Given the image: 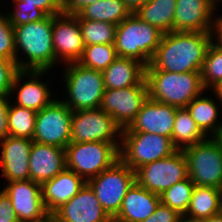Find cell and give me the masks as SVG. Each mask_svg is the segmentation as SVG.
I'll use <instances>...</instances> for the list:
<instances>
[{"label": "cell", "mask_w": 222, "mask_h": 222, "mask_svg": "<svg viewBox=\"0 0 222 222\" xmlns=\"http://www.w3.org/2000/svg\"><path fill=\"white\" fill-rule=\"evenodd\" d=\"M211 32L164 33L150 64L173 73L201 72Z\"/></svg>", "instance_id": "1"}, {"label": "cell", "mask_w": 222, "mask_h": 222, "mask_svg": "<svg viewBox=\"0 0 222 222\" xmlns=\"http://www.w3.org/2000/svg\"><path fill=\"white\" fill-rule=\"evenodd\" d=\"M53 20L54 15H47L42 20L14 27L16 64L19 70L49 71L55 67ZM19 51H23L27 60L21 61L18 58Z\"/></svg>", "instance_id": "2"}, {"label": "cell", "mask_w": 222, "mask_h": 222, "mask_svg": "<svg viewBox=\"0 0 222 222\" xmlns=\"http://www.w3.org/2000/svg\"><path fill=\"white\" fill-rule=\"evenodd\" d=\"M149 98L177 108H186L206 90L201 72L173 73L146 66Z\"/></svg>", "instance_id": "3"}, {"label": "cell", "mask_w": 222, "mask_h": 222, "mask_svg": "<svg viewBox=\"0 0 222 222\" xmlns=\"http://www.w3.org/2000/svg\"><path fill=\"white\" fill-rule=\"evenodd\" d=\"M163 34L157 27L140 20L135 13H131L116 26L114 45L117 55L139 60L148 66Z\"/></svg>", "instance_id": "4"}, {"label": "cell", "mask_w": 222, "mask_h": 222, "mask_svg": "<svg viewBox=\"0 0 222 222\" xmlns=\"http://www.w3.org/2000/svg\"><path fill=\"white\" fill-rule=\"evenodd\" d=\"M120 145L103 141L69 143L65 148L66 168L87 182L120 159Z\"/></svg>", "instance_id": "5"}, {"label": "cell", "mask_w": 222, "mask_h": 222, "mask_svg": "<svg viewBox=\"0 0 222 222\" xmlns=\"http://www.w3.org/2000/svg\"><path fill=\"white\" fill-rule=\"evenodd\" d=\"M64 82L67 90L63 102L73 111L100 108L105 91L102 71L78 62L66 64Z\"/></svg>", "instance_id": "6"}, {"label": "cell", "mask_w": 222, "mask_h": 222, "mask_svg": "<svg viewBox=\"0 0 222 222\" xmlns=\"http://www.w3.org/2000/svg\"><path fill=\"white\" fill-rule=\"evenodd\" d=\"M135 182V171L119 159L111 167L87 181V184L103 210L113 219L121 208L126 192Z\"/></svg>", "instance_id": "7"}, {"label": "cell", "mask_w": 222, "mask_h": 222, "mask_svg": "<svg viewBox=\"0 0 222 222\" xmlns=\"http://www.w3.org/2000/svg\"><path fill=\"white\" fill-rule=\"evenodd\" d=\"M188 161V174L195 186L214 187L222 190V146L216 137L184 150Z\"/></svg>", "instance_id": "8"}, {"label": "cell", "mask_w": 222, "mask_h": 222, "mask_svg": "<svg viewBox=\"0 0 222 222\" xmlns=\"http://www.w3.org/2000/svg\"><path fill=\"white\" fill-rule=\"evenodd\" d=\"M176 151L169 137L148 132H122L120 159L133 171Z\"/></svg>", "instance_id": "9"}, {"label": "cell", "mask_w": 222, "mask_h": 222, "mask_svg": "<svg viewBox=\"0 0 222 222\" xmlns=\"http://www.w3.org/2000/svg\"><path fill=\"white\" fill-rule=\"evenodd\" d=\"M188 177V161L183 150L135 170L136 183L158 195Z\"/></svg>", "instance_id": "10"}, {"label": "cell", "mask_w": 222, "mask_h": 222, "mask_svg": "<svg viewBox=\"0 0 222 222\" xmlns=\"http://www.w3.org/2000/svg\"><path fill=\"white\" fill-rule=\"evenodd\" d=\"M117 137L120 141L116 139ZM121 137V127L101 108L72 113L70 143L93 141L121 143Z\"/></svg>", "instance_id": "11"}, {"label": "cell", "mask_w": 222, "mask_h": 222, "mask_svg": "<svg viewBox=\"0 0 222 222\" xmlns=\"http://www.w3.org/2000/svg\"><path fill=\"white\" fill-rule=\"evenodd\" d=\"M73 111L56 98L36 113L33 141L66 148L70 143Z\"/></svg>", "instance_id": "12"}, {"label": "cell", "mask_w": 222, "mask_h": 222, "mask_svg": "<svg viewBox=\"0 0 222 222\" xmlns=\"http://www.w3.org/2000/svg\"><path fill=\"white\" fill-rule=\"evenodd\" d=\"M148 97V85L145 79L139 85L105 89L100 108L112 116L121 129H124L135 120Z\"/></svg>", "instance_id": "13"}, {"label": "cell", "mask_w": 222, "mask_h": 222, "mask_svg": "<svg viewBox=\"0 0 222 222\" xmlns=\"http://www.w3.org/2000/svg\"><path fill=\"white\" fill-rule=\"evenodd\" d=\"M3 191L11 200L19 222H48L50 214L43 203L41 184L28 180L6 182Z\"/></svg>", "instance_id": "14"}, {"label": "cell", "mask_w": 222, "mask_h": 222, "mask_svg": "<svg viewBox=\"0 0 222 222\" xmlns=\"http://www.w3.org/2000/svg\"><path fill=\"white\" fill-rule=\"evenodd\" d=\"M52 39L55 64H58L59 59L64 61V64L80 60L85 44L79 25V18L76 15L64 13L54 15Z\"/></svg>", "instance_id": "15"}, {"label": "cell", "mask_w": 222, "mask_h": 222, "mask_svg": "<svg viewBox=\"0 0 222 222\" xmlns=\"http://www.w3.org/2000/svg\"><path fill=\"white\" fill-rule=\"evenodd\" d=\"M51 215L60 222H113L87 183Z\"/></svg>", "instance_id": "16"}, {"label": "cell", "mask_w": 222, "mask_h": 222, "mask_svg": "<svg viewBox=\"0 0 222 222\" xmlns=\"http://www.w3.org/2000/svg\"><path fill=\"white\" fill-rule=\"evenodd\" d=\"M176 111L177 107L148 97L135 120L122 132H148L172 138Z\"/></svg>", "instance_id": "17"}, {"label": "cell", "mask_w": 222, "mask_h": 222, "mask_svg": "<svg viewBox=\"0 0 222 222\" xmlns=\"http://www.w3.org/2000/svg\"><path fill=\"white\" fill-rule=\"evenodd\" d=\"M33 140L8 136L0 141V166L8 182L30 179L29 154Z\"/></svg>", "instance_id": "18"}, {"label": "cell", "mask_w": 222, "mask_h": 222, "mask_svg": "<svg viewBox=\"0 0 222 222\" xmlns=\"http://www.w3.org/2000/svg\"><path fill=\"white\" fill-rule=\"evenodd\" d=\"M213 0H176L174 32H211Z\"/></svg>", "instance_id": "19"}, {"label": "cell", "mask_w": 222, "mask_h": 222, "mask_svg": "<svg viewBox=\"0 0 222 222\" xmlns=\"http://www.w3.org/2000/svg\"><path fill=\"white\" fill-rule=\"evenodd\" d=\"M45 73H48V71L20 70L15 75L10 92V96L12 97V93L15 92L14 90L20 87L16 91L17 101H15V105L38 112L55 99L54 96L51 97L52 93L49 90L48 83L41 82L39 79ZM26 77L29 80L20 84Z\"/></svg>", "instance_id": "20"}, {"label": "cell", "mask_w": 222, "mask_h": 222, "mask_svg": "<svg viewBox=\"0 0 222 222\" xmlns=\"http://www.w3.org/2000/svg\"><path fill=\"white\" fill-rule=\"evenodd\" d=\"M65 168L64 148L33 141L29 154V171L32 181L42 185Z\"/></svg>", "instance_id": "21"}, {"label": "cell", "mask_w": 222, "mask_h": 222, "mask_svg": "<svg viewBox=\"0 0 222 222\" xmlns=\"http://www.w3.org/2000/svg\"><path fill=\"white\" fill-rule=\"evenodd\" d=\"M87 182L75 172L65 168L54 178L41 185L43 203L51 215L75 196Z\"/></svg>", "instance_id": "22"}, {"label": "cell", "mask_w": 222, "mask_h": 222, "mask_svg": "<svg viewBox=\"0 0 222 222\" xmlns=\"http://www.w3.org/2000/svg\"><path fill=\"white\" fill-rule=\"evenodd\" d=\"M160 203V195L150 192L136 182L123 198L118 214L113 222H143L154 213Z\"/></svg>", "instance_id": "23"}, {"label": "cell", "mask_w": 222, "mask_h": 222, "mask_svg": "<svg viewBox=\"0 0 222 222\" xmlns=\"http://www.w3.org/2000/svg\"><path fill=\"white\" fill-rule=\"evenodd\" d=\"M102 75L105 89L135 86L146 79V65L133 58L118 57Z\"/></svg>", "instance_id": "24"}, {"label": "cell", "mask_w": 222, "mask_h": 222, "mask_svg": "<svg viewBox=\"0 0 222 222\" xmlns=\"http://www.w3.org/2000/svg\"><path fill=\"white\" fill-rule=\"evenodd\" d=\"M220 212H222V190L214 187L195 186L183 219L198 222Z\"/></svg>", "instance_id": "25"}, {"label": "cell", "mask_w": 222, "mask_h": 222, "mask_svg": "<svg viewBox=\"0 0 222 222\" xmlns=\"http://www.w3.org/2000/svg\"><path fill=\"white\" fill-rule=\"evenodd\" d=\"M16 9L7 15L13 28L28 22H36L47 15L61 14V0H13Z\"/></svg>", "instance_id": "26"}, {"label": "cell", "mask_w": 222, "mask_h": 222, "mask_svg": "<svg viewBox=\"0 0 222 222\" xmlns=\"http://www.w3.org/2000/svg\"><path fill=\"white\" fill-rule=\"evenodd\" d=\"M175 6L176 0H148L134 13L140 20L169 33L174 31Z\"/></svg>", "instance_id": "27"}, {"label": "cell", "mask_w": 222, "mask_h": 222, "mask_svg": "<svg viewBox=\"0 0 222 222\" xmlns=\"http://www.w3.org/2000/svg\"><path fill=\"white\" fill-rule=\"evenodd\" d=\"M202 95L197 96L186 108L206 137H216L222 131V124L217 122L219 107L210 96L202 97Z\"/></svg>", "instance_id": "28"}, {"label": "cell", "mask_w": 222, "mask_h": 222, "mask_svg": "<svg viewBox=\"0 0 222 222\" xmlns=\"http://www.w3.org/2000/svg\"><path fill=\"white\" fill-rule=\"evenodd\" d=\"M131 13L122 0H100L85 6L76 16L79 19L104 21L118 25Z\"/></svg>", "instance_id": "29"}, {"label": "cell", "mask_w": 222, "mask_h": 222, "mask_svg": "<svg viewBox=\"0 0 222 222\" xmlns=\"http://www.w3.org/2000/svg\"><path fill=\"white\" fill-rule=\"evenodd\" d=\"M207 137L198 128L187 108H177L172 131V143L177 150H184L204 141Z\"/></svg>", "instance_id": "30"}, {"label": "cell", "mask_w": 222, "mask_h": 222, "mask_svg": "<svg viewBox=\"0 0 222 222\" xmlns=\"http://www.w3.org/2000/svg\"><path fill=\"white\" fill-rule=\"evenodd\" d=\"M36 111L13 105L8 109V131L9 136L33 139Z\"/></svg>", "instance_id": "31"}, {"label": "cell", "mask_w": 222, "mask_h": 222, "mask_svg": "<svg viewBox=\"0 0 222 222\" xmlns=\"http://www.w3.org/2000/svg\"><path fill=\"white\" fill-rule=\"evenodd\" d=\"M117 58L114 44H92L85 45L78 63L87 68L104 71Z\"/></svg>", "instance_id": "32"}, {"label": "cell", "mask_w": 222, "mask_h": 222, "mask_svg": "<svg viewBox=\"0 0 222 222\" xmlns=\"http://www.w3.org/2000/svg\"><path fill=\"white\" fill-rule=\"evenodd\" d=\"M194 187V183L188 177L162 192L160 202L184 216L190 204Z\"/></svg>", "instance_id": "33"}, {"label": "cell", "mask_w": 222, "mask_h": 222, "mask_svg": "<svg viewBox=\"0 0 222 222\" xmlns=\"http://www.w3.org/2000/svg\"><path fill=\"white\" fill-rule=\"evenodd\" d=\"M79 25L85 45L115 43L117 25L87 19H79Z\"/></svg>", "instance_id": "34"}, {"label": "cell", "mask_w": 222, "mask_h": 222, "mask_svg": "<svg viewBox=\"0 0 222 222\" xmlns=\"http://www.w3.org/2000/svg\"><path fill=\"white\" fill-rule=\"evenodd\" d=\"M201 77L206 90L213 89L222 82V48L216 46L213 41L207 49Z\"/></svg>", "instance_id": "35"}, {"label": "cell", "mask_w": 222, "mask_h": 222, "mask_svg": "<svg viewBox=\"0 0 222 222\" xmlns=\"http://www.w3.org/2000/svg\"><path fill=\"white\" fill-rule=\"evenodd\" d=\"M0 57L16 61L14 28L7 15L0 13Z\"/></svg>", "instance_id": "36"}, {"label": "cell", "mask_w": 222, "mask_h": 222, "mask_svg": "<svg viewBox=\"0 0 222 222\" xmlns=\"http://www.w3.org/2000/svg\"><path fill=\"white\" fill-rule=\"evenodd\" d=\"M19 71L16 61L0 57V95H10L14 77Z\"/></svg>", "instance_id": "37"}, {"label": "cell", "mask_w": 222, "mask_h": 222, "mask_svg": "<svg viewBox=\"0 0 222 222\" xmlns=\"http://www.w3.org/2000/svg\"><path fill=\"white\" fill-rule=\"evenodd\" d=\"M182 220V215L160 202L154 213L148 216L143 222H181Z\"/></svg>", "instance_id": "38"}, {"label": "cell", "mask_w": 222, "mask_h": 222, "mask_svg": "<svg viewBox=\"0 0 222 222\" xmlns=\"http://www.w3.org/2000/svg\"><path fill=\"white\" fill-rule=\"evenodd\" d=\"M0 222H19L11 200L3 190H0Z\"/></svg>", "instance_id": "39"}, {"label": "cell", "mask_w": 222, "mask_h": 222, "mask_svg": "<svg viewBox=\"0 0 222 222\" xmlns=\"http://www.w3.org/2000/svg\"><path fill=\"white\" fill-rule=\"evenodd\" d=\"M10 95H0V141L9 136L8 131V109L10 106Z\"/></svg>", "instance_id": "40"}, {"label": "cell", "mask_w": 222, "mask_h": 222, "mask_svg": "<svg viewBox=\"0 0 222 222\" xmlns=\"http://www.w3.org/2000/svg\"><path fill=\"white\" fill-rule=\"evenodd\" d=\"M100 0H61V11L64 14L76 15L85 6Z\"/></svg>", "instance_id": "41"}, {"label": "cell", "mask_w": 222, "mask_h": 222, "mask_svg": "<svg viewBox=\"0 0 222 222\" xmlns=\"http://www.w3.org/2000/svg\"><path fill=\"white\" fill-rule=\"evenodd\" d=\"M211 33H212L211 34L212 41H214V38L217 40L216 42L214 41L213 43L216 46L222 48V15L218 16L217 18L214 17Z\"/></svg>", "instance_id": "42"}, {"label": "cell", "mask_w": 222, "mask_h": 222, "mask_svg": "<svg viewBox=\"0 0 222 222\" xmlns=\"http://www.w3.org/2000/svg\"><path fill=\"white\" fill-rule=\"evenodd\" d=\"M126 6L134 13L139 7L144 5L148 0H122Z\"/></svg>", "instance_id": "43"}, {"label": "cell", "mask_w": 222, "mask_h": 222, "mask_svg": "<svg viewBox=\"0 0 222 222\" xmlns=\"http://www.w3.org/2000/svg\"><path fill=\"white\" fill-rule=\"evenodd\" d=\"M212 92H214L215 97L217 98V100L219 99V104L222 105V82H220L215 88H213L211 90Z\"/></svg>", "instance_id": "44"}, {"label": "cell", "mask_w": 222, "mask_h": 222, "mask_svg": "<svg viewBox=\"0 0 222 222\" xmlns=\"http://www.w3.org/2000/svg\"><path fill=\"white\" fill-rule=\"evenodd\" d=\"M198 222H222V212L216 215L210 216L208 218L202 219Z\"/></svg>", "instance_id": "45"}, {"label": "cell", "mask_w": 222, "mask_h": 222, "mask_svg": "<svg viewBox=\"0 0 222 222\" xmlns=\"http://www.w3.org/2000/svg\"><path fill=\"white\" fill-rule=\"evenodd\" d=\"M216 138L218 139V141L220 142L222 146V131L216 136Z\"/></svg>", "instance_id": "46"}, {"label": "cell", "mask_w": 222, "mask_h": 222, "mask_svg": "<svg viewBox=\"0 0 222 222\" xmlns=\"http://www.w3.org/2000/svg\"><path fill=\"white\" fill-rule=\"evenodd\" d=\"M48 222H60V221H57L52 215H50Z\"/></svg>", "instance_id": "47"}, {"label": "cell", "mask_w": 222, "mask_h": 222, "mask_svg": "<svg viewBox=\"0 0 222 222\" xmlns=\"http://www.w3.org/2000/svg\"><path fill=\"white\" fill-rule=\"evenodd\" d=\"M221 2L222 0H213V5H214V8L216 9V7H218V6H216L218 3L217 2Z\"/></svg>", "instance_id": "48"}, {"label": "cell", "mask_w": 222, "mask_h": 222, "mask_svg": "<svg viewBox=\"0 0 222 222\" xmlns=\"http://www.w3.org/2000/svg\"><path fill=\"white\" fill-rule=\"evenodd\" d=\"M181 222H191V221H187V220L183 219Z\"/></svg>", "instance_id": "49"}]
</instances>
